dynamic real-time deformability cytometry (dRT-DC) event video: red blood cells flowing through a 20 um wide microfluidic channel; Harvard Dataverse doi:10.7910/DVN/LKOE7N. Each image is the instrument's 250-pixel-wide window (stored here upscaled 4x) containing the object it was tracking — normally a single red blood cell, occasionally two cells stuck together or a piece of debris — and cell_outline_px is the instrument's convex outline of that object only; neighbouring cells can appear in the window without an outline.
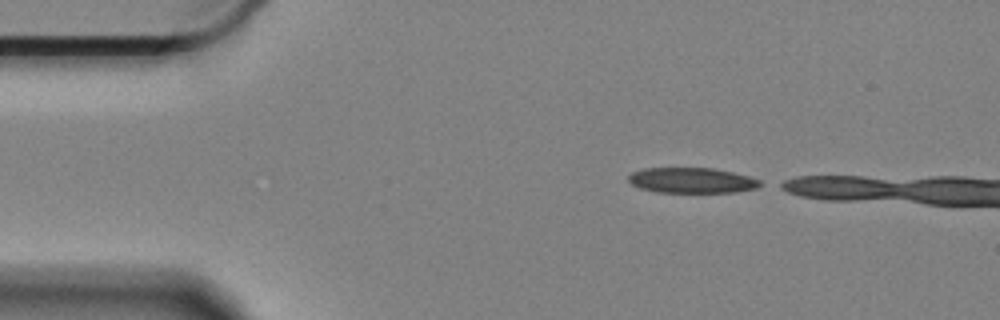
{"species": "Egyptian fruit bat (a non-hibernating species)", "species_latin": "Rousettus aegyptiacus", "temperature_condition": "cold", "stored_images_in_passage": 7, "camera_frame_rate_fps": 3000, "um_per_image_px": 0.085, "animal": {"sex": "female"}, "frame": {"image": 1, "passage_image": 1, "time_ms": 0.0, "image_size_px": [1000, 320], "cell_outline_px": [[764, 184], [756, 188], [736, 192], [656, 192], [640, 188], [632, 184], [628, 180], [628, 176], [632, 172], [644, 168], [712, 168], [732, 172], [748, 176], [760, 180]], "centroid_in_image_um": [58.81, 15.33], "position_along_channel_um": 26.2, "area_um2": 19.48}}